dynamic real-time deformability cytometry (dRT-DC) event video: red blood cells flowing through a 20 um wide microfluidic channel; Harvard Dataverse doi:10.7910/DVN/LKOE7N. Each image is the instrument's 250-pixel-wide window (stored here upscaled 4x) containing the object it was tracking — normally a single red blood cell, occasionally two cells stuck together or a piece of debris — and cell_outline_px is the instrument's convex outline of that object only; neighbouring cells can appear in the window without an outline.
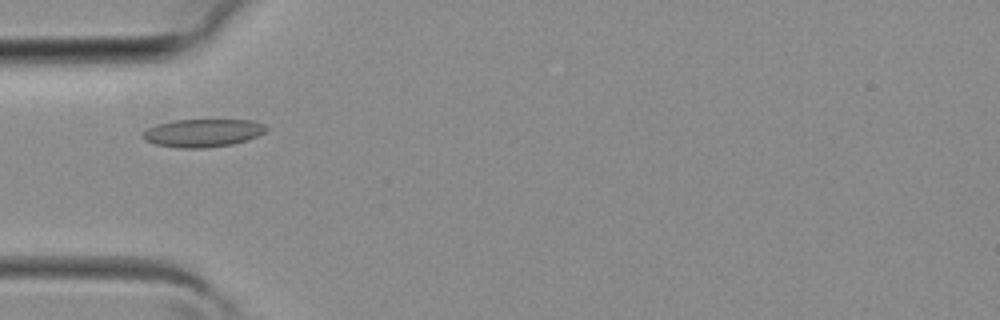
{"species": "common noctule bat (a hibernating species)", "species_latin": "Nyctalus noctula", "temperature_condition": "room temperature", "stored_images_in_passage": 36, "camera_frame_rate_fps": 3000, "um_per_image_px": 0.085, "animal": {"sex": "female", "body_mass_g": 19.3, "forearm_length_mm": 54.1}, "frame": {"image": 1, "passage_image": 10, "time_ms": 3.0, "image_size_px": [1000, 320], "cell_outline_px": [[268, 128], [264, 132], [248, 140], [232, 144], [204, 148], [176, 148], [156, 144], [144, 140], [140, 136], [148, 128], [156, 124], [172, 120], [252, 120], [264, 124]], "centroid_in_image_um": [17.21, 11.3], "position_along_channel_um": 67.8, "area_um2": 20.17}}
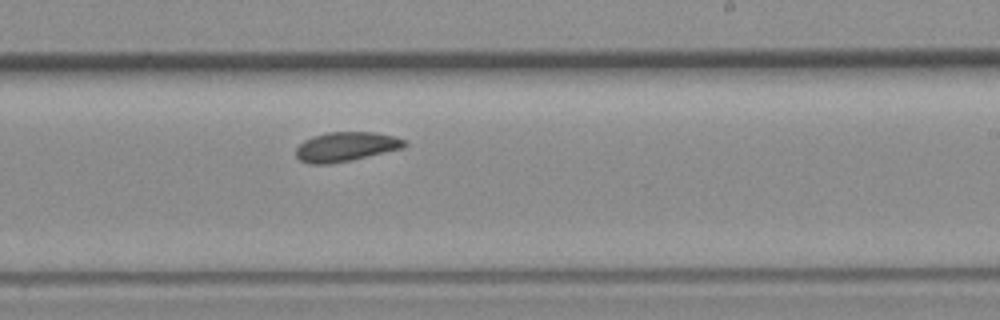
{"frame": {"image": 2, "passage_image": 21, "time_ms": 6.667, "image_size_px": [1000, 320], "cell_outline_px": [[408, 144], [404, 148], [352, 160], [328, 164], [312, 164], [300, 160], [296, 156], [296, 148], [304, 140], [312, 136], [328, 132], [376, 132], [392, 136], [404, 140]], "centroid_in_image_um": [29.4, 12.47], "position_along_channel_um": 259.6, "area_um2": 18.61}}
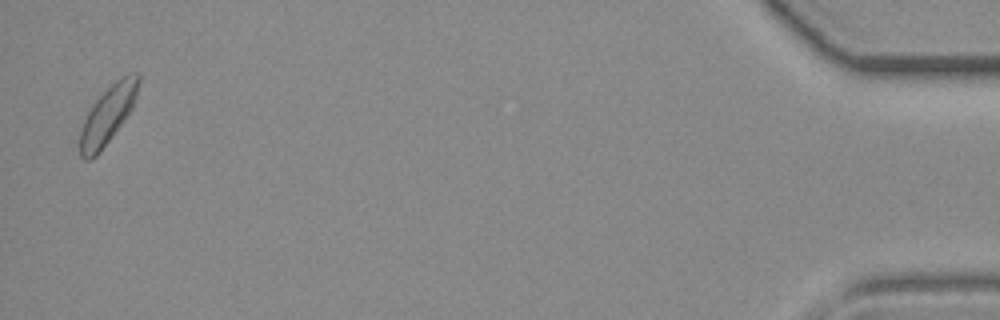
{"frame": {"image": 3, "passage_image": 36, "time_ms": 11.667, "image_size_px": [1000, 320], "cell_outline_px": [[140, 80], [136, 96], [132, 108], [124, 120], [100, 152], [96, 156], [88, 160], [84, 160], [80, 156], [80, 132], [84, 120], [88, 112], [96, 100], [116, 80], [128, 72], [136, 72], [140, 76]], "centroid_in_image_um": [9.17, 9.75], "position_along_channel_um": 426.0, "area_um2": 19.42}}